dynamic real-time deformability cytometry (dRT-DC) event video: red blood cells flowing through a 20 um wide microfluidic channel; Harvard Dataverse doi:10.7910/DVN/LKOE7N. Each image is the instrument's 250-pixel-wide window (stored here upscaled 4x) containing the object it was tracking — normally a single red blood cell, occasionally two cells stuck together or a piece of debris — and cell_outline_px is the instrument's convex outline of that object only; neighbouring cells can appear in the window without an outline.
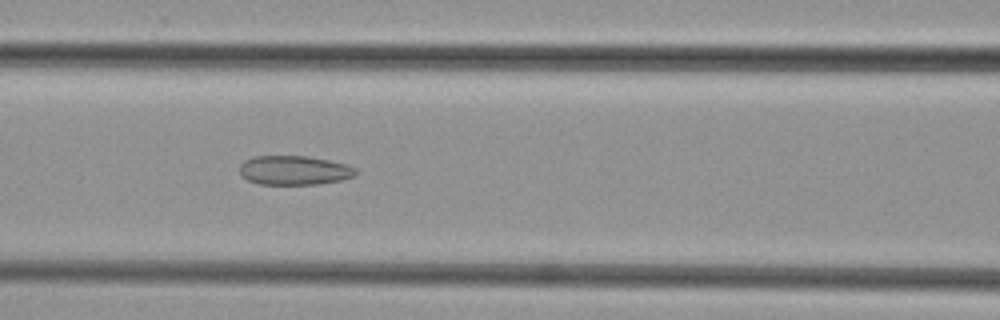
{"species": "common noctule bat (a hibernating species)", "species_latin": "Nyctalus noctula", "temperature_condition": "cold", "stored_images_in_passage": 48, "camera_frame_rate_fps": 3000, "um_per_image_px": 0.085, "animal": {"sex": "female", "body_mass_g": 29.2, "forearm_length_mm": 56.3}, "frame": {"image": 1, "passage_image": 21, "time_ms": 6.667, "image_size_px": [1000, 320], "cell_outline_px": [[356, 176], [340, 180], [316, 184], [260, 184], [248, 180], [240, 172], [240, 164], [244, 160], [256, 156], [308, 156], [348, 164], [356, 168]], "centroid_in_image_um": [25.03, 14.47], "position_along_channel_um": 141.6, "area_um2": 19.71}}
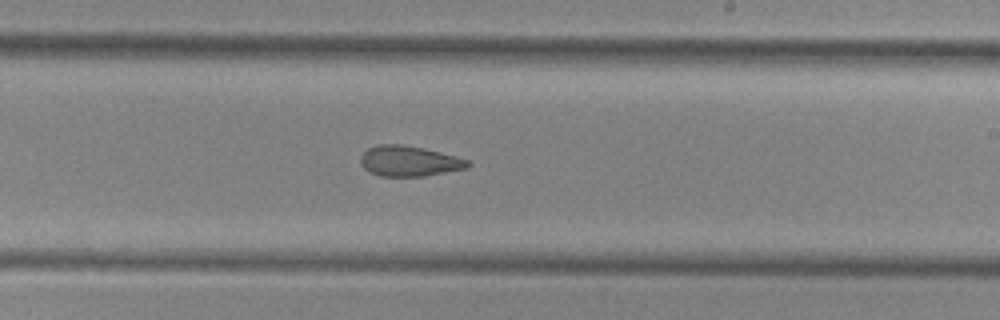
{"frame": {"image": 2, "passage_image": 29, "time_ms": 9.333, "image_size_px": [1000, 320], "cell_outline_px": [[472, 164], [468, 168], [424, 176], [380, 176], [364, 168], [360, 164], [360, 156], [368, 148], [380, 144], [400, 144], [420, 148], [456, 156], [468, 160]], "centroid_in_image_um": [34.78, 13.7], "position_along_channel_um": 254.2, "area_um2": 18.84}}
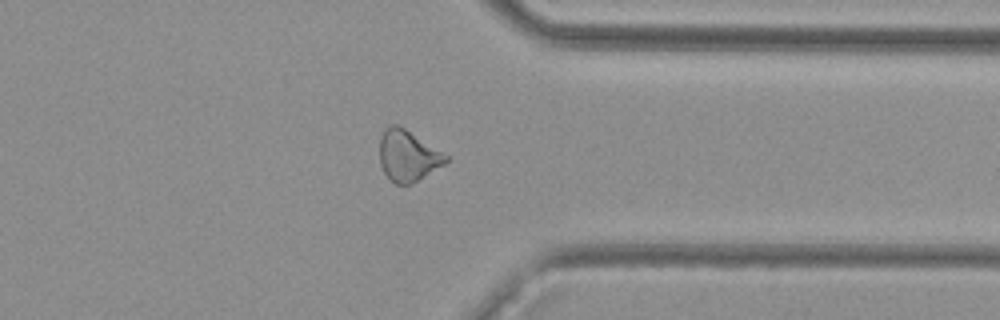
{"frame": {"image": 3, "passage_image": 38, "time_ms": 12.333, "image_size_px": [1000, 320], "cell_outline_px": [[448, 160], [444, 164], [416, 180], [408, 184], [396, 184], [384, 172], [380, 164], [380, 136], [384, 128], [388, 124], [400, 124], [448, 156]], "centroid_in_image_um": [34.63, 13.18], "position_along_channel_um": 376.8, "area_um2": 19.48}}